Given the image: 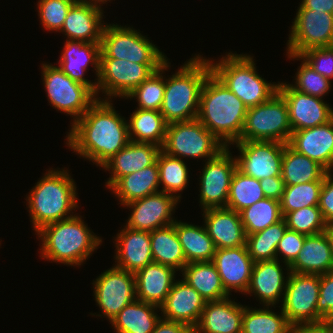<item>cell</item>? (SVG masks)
Instances as JSON below:
<instances>
[{"mask_svg": "<svg viewBox=\"0 0 333 333\" xmlns=\"http://www.w3.org/2000/svg\"><path fill=\"white\" fill-rule=\"evenodd\" d=\"M111 100H97L67 132L66 144L79 157L102 167L129 142L128 121Z\"/></svg>", "mask_w": 333, "mask_h": 333, "instance_id": "1", "label": "cell"}, {"mask_svg": "<svg viewBox=\"0 0 333 333\" xmlns=\"http://www.w3.org/2000/svg\"><path fill=\"white\" fill-rule=\"evenodd\" d=\"M247 109L213 73L207 77L197 119L226 147L239 140Z\"/></svg>", "mask_w": 333, "mask_h": 333, "instance_id": "2", "label": "cell"}, {"mask_svg": "<svg viewBox=\"0 0 333 333\" xmlns=\"http://www.w3.org/2000/svg\"><path fill=\"white\" fill-rule=\"evenodd\" d=\"M82 216H74L44 225L36 235L42 241L41 258L69 266H80L102 245Z\"/></svg>", "mask_w": 333, "mask_h": 333, "instance_id": "3", "label": "cell"}, {"mask_svg": "<svg viewBox=\"0 0 333 333\" xmlns=\"http://www.w3.org/2000/svg\"><path fill=\"white\" fill-rule=\"evenodd\" d=\"M211 73L209 59L198 54L178 68L172 77H165L160 113L168 124L198 117L201 90Z\"/></svg>", "mask_w": 333, "mask_h": 333, "instance_id": "4", "label": "cell"}, {"mask_svg": "<svg viewBox=\"0 0 333 333\" xmlns=\"http://www.w3.org/2000/svg\"><path fill=\"white\" fill-rule=\"evenodd\" d=\"M67 170L49 169L26 196L35 234L44 225L74 216L77 187Z\"/></svg>", "mask_w": 333, "mask_h": 333, "instance_id": "5", "label": "cell"}, {"mask_svg": "<svg viewBox=\"0 0 333 333\" xmlns=\"http://www.w3.org/2000/svg\"><path fill=\"white\" fill-rule=\"evenodd\" d=\"M209 62L212 73L241 99L247 108L268 101L278 92L279 84L268 83L260 77L250 55L231 52L216 62L212 59H209Z\"/></svg>", "mask_w": 333, "mask_h": 333, "instance_id": "6", "label": "cell"}, {"mask_svg": "<svg viewBox=\"0 0 333 333\" xmlns=\"http://www.w3.org/2000/svg\"><path fill=\"white\" fill-rule=\"evenodd\" d=\"M291 135L288 105L277 92L268 101L247 109L238 141H275L287 144Z\"/></svg>", "mask_w": 333, "mask_h": 333, "instance_id": "7", "label": "cell"}, {"mask_svg": "<svg viewBox=\"0 0 333 333\" xmlns=\"http://www.w3.org/2000/svg\"><path fill=\"white\" fill-rule=\"evenodd\" d=\"M147 38L133 27L105 24L100 58L125 59L138 64H164L167 57Z\"/></svg>", "mask_w": 333, "mask_h": 333, "instance_id": "8", "label": "cell"}, {"mask_svg": "<svg viewBox=\"0 0 333 333\" xmlns=\"http://www.w3.org/2000/svg\"><path fill=\"white\" fill-rule=\"evenodd\" d=\"M226 146L220 142L196 118L189 121L168 124L165 140L161 150L171 156L183 158L215 157Z\"/></svg>", "mask_w": 333, "mask_h": 333, "instance_id": "9", "label": "cell"}, {"mask_svg": "<svg viewBox=\"0 0 333 333\" xmlns=\"http://www.w3.org/2000/svg\"><path fill=\"white\" fill-rule=\"evenodd\" d=\"M41 65V76L49 103L56 110L72 116V123L98 100L89 87L72 80L58 66L47 63Z\"/></svg>", "mask_w": 333, "mask_h": 333, "instance_id": "10", "label": "cell"}, {"mask_svg": "<svg viewBox=\"0 0 333 333\" xmlns=\"http://www.w3.org/2000/svg\"><path fill=\"white\" fill-rule=\"evenodd\" d=\"M163 64H138L123 59L100 58L97 99L125 98ZM104 93V99L99 93ZM106 98V99H105Z\"/></svg>", "mask_w": 333, "mask_h": 333, "instance_id": "11", "label": "cell"}, {"mask_svg": "<svg viewBox=\"0 0 333 333\" xmlns=\"http://www.w3.org/2000/svg\"><path fill=\"white\" fill-rule=\"evenodd\" d=\"M319 274L289 272L281 310L290 325L317 323L325 319L317 312Z\"/></svg>", "mask_w": 333, "mask_h": 333, "instance_id": "12", "label": "cell"}, {"mask_svg": "<svg viewBox=\"0 0 333 333\" xmlns=\"http://www.w3.org/2000/svg\"><path fill=\"white\" fill-rule=\"evenodd\" d=\"M93 293L101 313L111 323L117 314L136 298L135 274L115 265L93 280Z\"/></svg>", "mask_w": 333, "mask_h": 333, "instance_id": "13", "label": "cell"}, {"mask_svg": "<svg viewBox=\"0 0 333 333\" xmlns=\"http://www.w3.org/2000/svg\"><path fill=\"white\" fill-rule=\"evenodd\" d=\"M287 42V54L300 55L311 48L333 46V14L297 9Z\"/></svg>", "mask_w": 333, "mask_h": 333, "instance_id": "14", "label": "cell"}, {"mask_svg": "<svg viewBox=\"0 0 333 333\" xmlns=\"http://www.w3.org/2000/svg\"><path fill=\"white\" fill-rule=\"evenodd\" d=\"M229 147H225L215 157L205 161L200 173V205L202 210L226 207L233 173L237 169Z\"/></svg>", "mask_w": 333, "mask_h": 333, "instance_id": "15", "label": "cell"}, {"mask_svg": "<svg viewBox=\"0 0 333 333\" xmlns=\"http://www.w3.org/2000/svg\"><path fill=\"white\" fill-rule=\"evenodd\" d=\"M237 169L257 180L281 176L285 143L275 141H236Z\"/></svg>", "mask_w": 333, "mask_h": 333, "instance_id": "16", "label": "cell"}, {"mask_svg": "<svg viewBox=\"0 0 333 333\" xmlns=\"http://www.w3.org/2000/svg\"><path fill=\"white\" fill-rule=\"evenodd\" d=\"M180 201L162 191L131 201L123 205L132 210L125 226L134 230L152 232L171 225L175 222L172 213Z\"/></svg>", "mask_w": 333, "mask_h": 333, "instance_id": "17", "label": "cell"}, {"mask_svg": "<svg viewBox=\"0 0 333 333\" xmlns=\"http://www.w3.org/2000/svg\"><path fill=\"white\" fill-rule=\"evenodd\" d=\"M278 84V92L288 105L292 132L320 126L333 119V108L322 98L299 92L287 82L278 81Z\"/></svg>", "mask_w": 333, "mask_h": 333, "instance_id": "18", "label": "cell"}, {"mask_svg": "<svg viewBox=\"0 0 333 333\" xmlns=\"http://www.w3.org/2000/svg\"><path fill=\"white\" fill-rule=\"evenodd\" d=\"M212 262L229 294L233 289L234 292L245 294L255 263L249 255L247 246L216 249Z\"/></svg>", "mask_w": 333, "mask_h": 333, "instance_id": "19", "label": "cell"}, {"mask_svg": "<svg viewBox=\"0 0 333 333\" xmlns=\"http://www.w3.org/2000/svg\"><path fill=\"white\" fill-rule=\"evenodd\" d=\"M102 6L78 0L69 10L61 30L66 40L101 43L105 24ZM103 22V23H102Z\"/></svg>", "mask_w": 333, "mask_h": 333, "instance_id": "20", "label": "cell"}, {"mask_svg": "<svg viewBox=\"0 0 333 333\" xmlns=\"http://www.w3.org/2000/svg\"><path fill=\"white\" fill-rule=\"evenodd\" d=\"M205 303L184 279H176L159 311L162 318L188 324L193 329L199 322Z\"/></svg>", "mask_w": 333, "mask_h": 333, "instance_id": "21", "label": "cell"}, {"mask_svg": "<svg viewBox=\"0 0 333 333\" xmlns=\"http://www.w3.org/2000/svg\"><path fill=\"white\" fill-rule=\"evenodd\" d=\"M101 43L66 40L58 67L72 80L89 87L97 96V82L84 76L89 64L93 65L98 79Z\"/></svg>", "mask_w": 333, "mask_h": 333, "instance_id": "22", "label": "cell"}, {"mask_svg": "<svg viewBox=\"0 0 333 333\" xmlns=\"http://www.w3.org/2000/svg\"><path fill=\"white\" fill-rule=\"evenodd\" d=\"M204 226L216 249L246 246L247 235L239 212L227 207L203 210Z\"/></svg>", "mask_w": 333, "mask_h": 333, "instance_id": "23", "label": "cell"}, {"mask_svg": "<svg viewBox=\"0 0 333 333\" xmlns=\"http://www.w3.org/2000/svg\"><path fill=\"white\" fill-rule=\"evenodd\" d=\"M280 263L278 259L255 262L245 295L254 293L263 306L275 308L276 303H282L289 272L285 277Z\"/></svg>", "mask_w": 333, "mask_h": 333, "instance_id": "24", "label": "cell"}, {"mask_svg": "<svg viewBox=\"0 0 333 333\" xmlns=\"http://www.w3.org/2000/svg\"><path fill=\"white\" fill-rule=\"evenodd\" d=\"M115 266L136 273L153 261L150 232L134 230L127 226L117 233Z\"/></svg>", "mask_w": 333, "mask_h": 333, "instance_id": "25", "label": "cell"}, {"mask_svg": "<svg viewBox=\"0 0 333 333\" xmlns=\"http://www.w3.org/2000/svg\"><path fill=\"white\" fill-rule=\"evenodd\" d=\"M160 150L161 147L153 143L130 141L101 167L111 174L106 187L110 189L121 177L153 165Z\"/></svg>", "mask_w": 333, "mask_h": 333, "instance_id": "26", "label": "cell"}, {"mask_svg": "<svg viewBox=\"0 0 333 333\" xmlns=\"http://www.w3.org/2000/svg\"><path fill=\"white\" fill-rule=\"evenodd\" d=\"M288 144L327 171L333 170V119L320 126L293 131Z\"/></svg>", "mask_w": 333, "mask_h": 333, "instance_id": "27", "label": "cell"}, {"mask_svg": "<svg viewBox=\"0 0 333 333\" xmlns=\"http://www.w3.org/2000/svg\"><path fill=\"white\" fill-rule=\"evenodd\" d=\"M244 306L229 297L206 302L193 333H241Z\"/></svg>", "mask_w": 333, "mask_h": 333, "instance_id": "28", "label": "cell"}, {"mask_svg": "<svg viewBox=\"0 0 333 333\" xmlns=\"http://www.w3.org/2000/svg\"><path fill=\"white\" fill-rule=\"evenodd\" d=\"M176 270L152 262L135 273L136 298L160 307L175 281Z\"/></svg>", "mask_w": 333, "mask_h": 333, "instance_id": "29", "label": "cell"}, {"mask_svg": "<svg viewBox=\"0 0 333 333\" xmlns=\"http://www.w3.org/2000/svg\"><path fill=\"white\" fill-rule=\"evenodd\" d=\"M289 272L299 274H326L333 271V251L325 232L308 235Z\"/></svg>", "mask_w": 333, "mask_h": 333, "instance_id": "30", "label": "cell"}, {"mask_svg": "<svg viewBox=\"0 0 333 333\" xmlns=\"http://www.w3.org/2000/svg\"><path fill=\"white\" fill-rule=\"evenodd\" d=\"M206 302L219 301L230 297L212 261L186 264L181 273Z\"/></svg>", "mask_w": 333, "mask_h": 333, "instance_id": "31", "label": "cell"}, {"mask_svg": "<svg viewBox=\"0 0 333 333\" xmlns=\"http://www.w3.org/2000/svg\"><path fill=\"white\" fill-rule=\"evenodd\" d=\"M159 170L157 161L144 169L121 177L110 190L125 205L131 201L159 192Z\"/></svg>", "mask_w": 333, "mask_h": 333, "instance_id": "32", "label": "cell"}, {"mask_svg": "<svg viewBox=\"0 0 333 333\" xmlns=\"http://www.w3.org/2000/svg\"><path fill=\"white\" fill-rule=\"evenodd\" d=\"M158 306L140 300L126 305L112 320L116 333H152L160 320Z\"/></svg>", "mask_w": 333, "mask_h": 333, "instance_id": "33", "label": "cell"}, {"mask_svg": "<svg viewBox=\"0 0 333 333\" xmlns=\"http://www.w3.org/2000/svg\"><path fill=\"white\" fill-rule=\"evenodd\" d=\"M173 224L182 245L187 264L213 260L216 248L205 226L188 224L176 219Z\"/></svg>", "mask_w": 333, "mask_h": 333, "instance_id": "34", "label": "cell"}, {"mask_svg": "<svg viewBox=\"0 0 333 333\" xmlns=\"http://www.w3.org/2000/svg\"><path fill=\"white\" fill-rule=\"evenodd\" d=\"M326 172L318 162L298 153L288 143L284 146L281 177L285 186L324 181Z\"/></svg>", "mask_w": 333, "mask_h": 333, "instance_id": "35", "label": "cell"}, {"mask_svg": "<svg viewBox=\"0 0 333 333\" xmlns=\"http://www.w3.org/2000/svg\"><path fill=\"white\" fill-rule=\"evenodd\" d=\"M150 242L155 263L182 272L187 262L174 224L150 232Z\"/></svg>", "mask_w": 333, "mask_h": 333, "instance_id": "36", "label": "cell"}, {"mask_svg": "<svg viewBox=\"0 0 333 333\" xmlns=\"http://www.w3.org/2000/svg\"><path fill=\"white\" fill-rule=\"evenodd\" d=\"M127 120L130 141L163 146L168 123L160 111L136 108Z\"/></svg>", "mask_w": 333, "mask_h": 333, "instance_id": "37", "label": "cell"}, {"mask_svg": "<svg viewBox=\"0 0 333 333\" xmlns=\"http://www.w3.org/2000/svg\"><path fill=\"white\" fill-rule=\"evenodd\" d=\"M272 306L250 308L244 305L241 333H288L290 324L285 314L272 311Z\"/></svg>", "mask_w": 333, "mask_h": 333, "instance_id": "38", "label": "cell"}, {"mask_svg": "<svg viewBox=\"0 0 333 333\" xmlns=\"http://www.w3.org/2000/svg\"><path fill=\"white\" fill-rule=\"evenodd\" d=\"M156 161L159 170V182L162 185L160 191L171 194L180 200L181 194L179 192H182L189 182V169L185 161L168 155L162 150L158 153Z\"/></svg>", "mask_w": 333, "mask_h": 333, "instance_id": "39", "label": "cell"}, {"mask_svg": "<svg viewBox=\"0 0 333 333\" xmlns=\"http://www.w3.org/2000/svg\"><path fill=\"white\" fill-rule=\"evenodd\" d=\"M246 235L264 230L283 219L280 201L263 198L239 212Z\"/></svg>", "mask_w": 333, "mask_h": 333, "instance_id": "40", "label": "cell"}, {"mask_svg": "<svg viewBox=\"0 0 333 333\" xmlns=\"http://www.w3.org/2000/svg\"><path fill=\"white\" fill-rule=\"evenodd\" d=\"M283 218L264 230L247 235L246 246L254 262L276 259V249L279 241L287 230Z\"/></svg>", "mask_w": 333, "mask_h": 333, "instance_id": "41", "label": "cell"}, {"mask_svg": "<svg viewBox=\"0 0 333 333\" xmlns=\"http://www.w3.org/2000/svg\"><path fill=\"white\" fill-rule=\"evenodd\" d=\"M263 198H265V195L259 180L236 169L230 182L226 207L240 212Z\"/></svg>", "mask_w": 333, "mask_h": 333, "instance_id": "42", "label": "cell"}, {"mask_svg": "<svg viewBox=\"0 0 333 333\" xmlns=\"http://www.w3.org/2000/svg\"><path fill=\"white\" fill-rule=\"evenodd\" d=\"M170 64L167 60L125 98L137 99L139 109L160 111L165 92V75L162 74L167 71Z\"/></svg>", "mask_w": 333, "mask_h": 333, "instance_id": "43", "label": "cell"}, {"mask_svg": "<svg viewBox=\"0 0 333 333\" xmlns=\"http://www.w3.org/2000/svg\"><path fill=\"white\" fill-rule=\"evenodd\" d=\"M323 181L285 186L280 200L283 217L288 213L309 206H318Z\"/></svg>", "mask_w": 333, "mask_h": 333, "instance_id": "44", "label": "cell"}, {"mask_svg": "<svg viewBox=\"0 0 333 333\" xmlns=\"http://www.w3.org/2000/svg\"><path fill=\"white\" fill-rule=\"evenodd\" d=\"M291 60H302L295 77V84H290L299 92L323 98L331 89V81L317 73L303 58L299 55L287 54Z\"/></svg>", "mask_w": 333, "mask_h": 333, "instance_id": "45", "label": "cell"}, {"mask_svg": "<svg viewBox=\"0 0 333 333\" xmlns=\"http://www.w3.org/2000/svg\"><path fill=\"white\" fill-rule=\"evenodd\" d=\"M283 218L285 219L289 230L307 236L325 232L327 225L319 206H309L288 212Z\"/></svg>", "mask_w": 333, "mask_h": 333, "instance_id": "46", "label": "cell"}, {"mask_svg": "<svg viewBox=\"0 0 333 333\" xmlns=\"http://www.w3.org/2000/svg\"><path fill=\"white\" fill-rule=\"evenodd\" d=\"M78 0H39L38 16L45 30L59 32L70 8Z\"/></svg>", "mask_w": 333, "mask_h": 333, "instance_id": "47", "label": "cell"}, {"mask_svg": "<svg viewBox=\"0 0 333 333\" xmlns=\"http://www.w3.org/2000/svg\"><path fill=\"white\" fill-rule=\"evenodd\" d=\"M303 58L317 73L333 79V46L311 48L299 55Z\"/></svg>", "mask_w": 333, "mask_h": 333, "instance_id": "48", "label": "cell"}, {"mask_svg": "<svg viewBox=\"0 0 333 333\" xmlns=\"http://www.w3.org/2000/svg\"><path fill=\"white\" fill-rule=\"evenodd\" d=\"M306 236L305 234L287 229L284 236L279 241L276 249V259L283 260V266H286L285 269L287 272L290 271L289 265L296 259L301 251ZM278 255L281 258H279Z\"/></svg>", "mask_w": 333, "mask_h": 333, "instance_id": "49", "label": "cell"}, {"mask_svg": "<svg viewBox=\"0 0 333 333\" xmlns=\"http://www.w3.org/2000/svg\"><path fill=\"white\" fill-rule=\"evenodd\" d=\"M317 312L325 320L333 316V271L320 275Z\"/></svg>", "mask_w": 333, "mask_h": 333, "instance_id": "50", "label": "cell"}, {"mask_svg": "<svg viewBox=\"0 0 333 333\" xmlns=\"http://www.w3.org/2000/svg\"><path fill=\"white\" fill-rule=\"evenodd\" d=\"M319 209L321 210L324 221L333 223V175L327 171L320 190Z\"/></svg>", "mask_w": 333, "mask_h": 333, "instance_id": "51", "label": "cell"}, {"mask_svg": "<svg viewBox=\"0 0 333 333\" xmlns=\"http://www.w3.org/2000/svg\"><path fill=\"white\" fill-rule=\"evenodd\" d=\"M259 182L266 198L281 200L285 190V183L281 176L264 178Z\"/></svg>", "mask_w": 333, "mask_h": 333, "instance_id": "52", "label": "cell"}, {"mask_svg": "<svg viewBox=\"0 0 333 333\" xmlns=\"http://www.w3.org/2000/svg\"><path fill=\"white\" fill-rule=\"evenodd\" d=\"M152 333H193V329L188 324L161 317Z\"/></svg>", "mask_w": 333, "mask_h": 333, "instance_id": "53", "label": "cell"}, {"mask_svg": "<svg viewBox=\"0 0 333 333\" xmlns=\"http://www.w3.org/2000/svg\"><path fill=\"white\" fill-rule=\"evenodd\" d=\"M288 333H331L326 320L317 323H299L290 325Z\"/></svg>", "mask_w": 333, "mask_h": 333, "instance_id": "54", "label": "cell"}, {"mask_svg": "<svg viewBox=\"0 0 333 333\" xmlns=\"http://www.w3.org/2000/svg\"><path fill=\"white\" fill-rule=\"evenodd\" d=\"M298 9H310L333 14V0H302Z\"/></svg>", "mask_w": 333, "mask_h": 333, "instance_id": "55", "label": "cell"}, {"mask_svg": "<svg viewBox=\"0 0 333 333\" xmlns=\"http://www.w3.org/2000/svg\"><path fill=\"white\" fill-rule=\"evenodd\" d=\"M325 233L327 234V236L330 240L331 248L333 251V223H328L326 225Z\"/></svg>", "mask_w": 333, "mask_h": 333, "instance_id": "56", "label": "cell"}, {"mask_svg": "<svg viewBox=\"0 0 333 333\" xmlns=\"http://www.w3.org/2000/svg\"><path fill=\"white\" fill-rule=\"evenodd\" d=\"M84 1H87V2H90L92 4H96V5H99L101 6L100 4H105L107 1H111V0H84ZM99 3V4H98Z\"/></svg>", "mask_w": 333, "mask_h": 333, "instance_id": "57", "label": "cell"}, {"mask_svg": "<svg viewBox=\"0 0 333 333\" xmlns=\"http://www.w3.org/2000/svg\"><path fill=\"white\" fill-rule=\"evenodd\" d=\"M326 322H327L328 325H329V328H330L331 333H333V316L330 317V318H328V319L326 320Z\"/></svg>", "mask_w": 333, "mask_h": 333, "instance_id": "58", "label": "cell"}]
</instances>
